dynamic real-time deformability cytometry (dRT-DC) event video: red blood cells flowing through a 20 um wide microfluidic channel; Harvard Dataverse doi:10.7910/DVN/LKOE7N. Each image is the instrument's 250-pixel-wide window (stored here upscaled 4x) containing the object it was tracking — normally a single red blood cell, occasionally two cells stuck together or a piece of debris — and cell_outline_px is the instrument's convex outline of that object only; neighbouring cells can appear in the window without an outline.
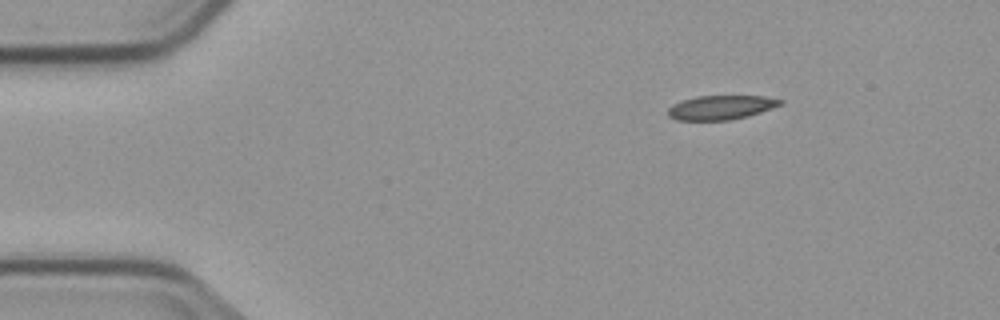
{"species": "common noctule bat (a hibernating species)", "species_latin": "Nyctalus noctula", "temperature_condition": "cold", "stored_images_in_passage": 3, "camera_frame_rate_fps": 3000, "um_per_image_px": 0.085, "animal": {"sex": "male", "body_mass_g": 23.1, "forearm_length_mm": 52.7}, "frame": {"image": 1, "passage_image": 1, "time_ms": 0.0, "image_size_px": [1000, 320], "cell_outline_px": [[784, 104], [748, 116], [728, 120], [676, 120], [668, 116], [668, 108], [672, 104], [696, 96], [764, 96], [784, 100]], "centroid_in_image_um": [61.29, 9.13], "position_along_channel_um": 23.7, "area_um2": 15.84}}